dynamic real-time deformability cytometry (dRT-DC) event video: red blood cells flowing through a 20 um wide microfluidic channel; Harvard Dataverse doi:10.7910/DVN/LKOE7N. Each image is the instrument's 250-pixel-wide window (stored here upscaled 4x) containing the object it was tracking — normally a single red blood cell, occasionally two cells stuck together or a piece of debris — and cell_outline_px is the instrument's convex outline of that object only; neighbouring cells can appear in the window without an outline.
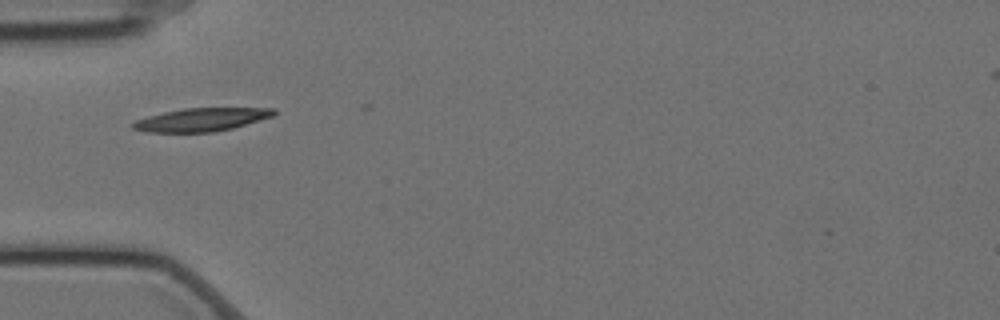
{"species": "Egyptian fruit bat (a non-hibernating species)", "species_latin": "Rousettus aegyptiacus", "temperature_condition": "cold", "stored_images_in_passage": 5, "camera_frame_rate_fps": 3000, "um_per_image_px": 0.085, "animal": {"sex": "female"}, "frame": {"image": 1, "passage_image": 2, "time_ms": 0.333, "image_size_px": [1000, 320], "cell_outline_px": [[276, 116], [232, 128], [212, 132], [148, 132], [132, 128], [132, 124], [136, 120], [148, 116], [164, 112], [184, 108], [276, 108]], "centroid_in_image_um": [17.17, 10.16], "position_along_channel_um": 67.8, "area_um2": 19.02}}